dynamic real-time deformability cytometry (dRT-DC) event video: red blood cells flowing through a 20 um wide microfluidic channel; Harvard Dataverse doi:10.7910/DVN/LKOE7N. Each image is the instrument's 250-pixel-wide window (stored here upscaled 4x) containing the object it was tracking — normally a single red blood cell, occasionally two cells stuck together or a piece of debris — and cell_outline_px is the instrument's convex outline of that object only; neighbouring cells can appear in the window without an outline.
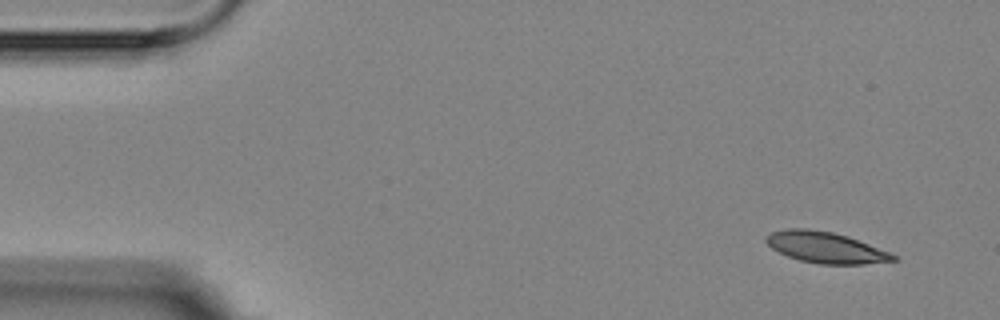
{"species": "Egyptian fruit bat (a non-hibernating species)", "species_latin": "Rousettus aegyptiacus", "temperature_condition": "room temperature", "stored_images_in_passage": 4, "camera_frame_rate_fps": 3000, "um_per_image_px": 0.085, "animal": {"sex": "female"}, "frame": {"image": 1, "passage_image": 1, "time_ms": 0.0, "image_size_px": [1000, 320], "cell_outline_px": [[900, 260], [864, 264], [820, 264], [800, 260], [788, 256], [772, 248], [764, 240], [764, 236], [772, 232], [788, 228], [808, 228], [832, 232], [848, 236], [888, 252], [896, 256]], "centroid_in_image_um": [70.16, 21.03], "position_along_channel_um": 14.8, "area_um2": 22.89}}
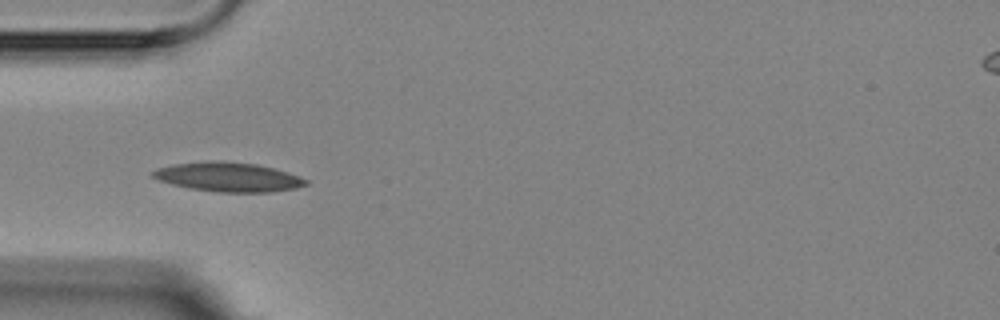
{"frame": {"image": 2, "passage_image": 4, "time_ms": 4.333, "image_size_px": [1000, 320], "cell_outline_px": [[308, 184], [296, 188], [272, 192], [216, 192], [188, 188], [172, 184], [160, 180], [152, 176], [152, 172], [156, 168], [172, 164], [208, 160], [220, 160], [256, 164], [288, 172], [308, 180]], "centroid_in_image_um": [19.39, 15.04], "position_along_channel_um": 65.6, "area_um2": 26.24}}